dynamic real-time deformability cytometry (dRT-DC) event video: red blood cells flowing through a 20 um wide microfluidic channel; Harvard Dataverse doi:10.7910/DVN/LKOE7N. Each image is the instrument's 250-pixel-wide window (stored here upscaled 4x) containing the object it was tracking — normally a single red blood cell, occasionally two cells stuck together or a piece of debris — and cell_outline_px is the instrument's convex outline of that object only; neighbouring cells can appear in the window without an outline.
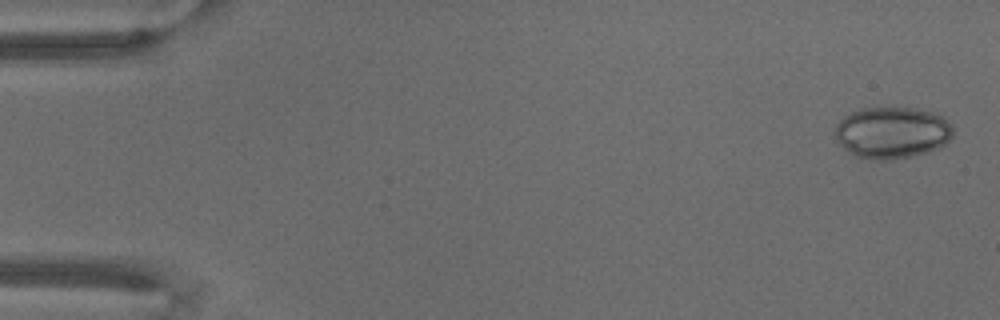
{"species": "common noctule bat (a hibernating species)", "species_latin": "Nyctalus noctula", "temperature_condition": "warm", "stored_images_in_passage": 69, "camera_frame_rate_fps": 3000, "um_per_image_px": 0.085, "animal": {"sex": "male", "body_mass_g": 18.8}, "frame": {"image": 1, "passage_image": 2, "time_ms": 0.333, "image_size_px": [1000, 320], "cell_outline_px": [[952, 136], [940, 148], [928, 152], [912, 156], [892, 160], [872, 160], [856, 156], [844, 148], [836, 140], [836, 124], [844, 116], [860, 108], [916, 108], [932, 112], [944, 116], [952, 128]], "centroid_in_image_um": [75.83, 11.28], "position_along_channel_um": 9.2, "area_um2": 35.6}}
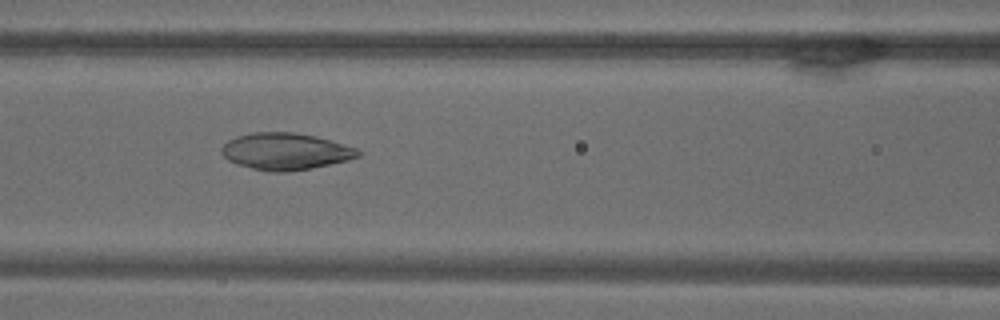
{"frame": {"image": 2, "passage_image": 30, "time_ms": 9.667, "image_size_px": [1000, 320], "cell_outline_px": [[360, 156], [348, 160], [312, 168], [288, 172], [272, 172], [252, 168], [236, 164], [228, 160], [220, 152], [220, 148], [228, 140], [236, 136], [252, 132], [292, 132], [316, 136], [356, 148], [360, 152]], "centroid_in_image_um": [24.23, 12.87], "position_along_channel_um": 142.4, "area_um2": 29.3}}
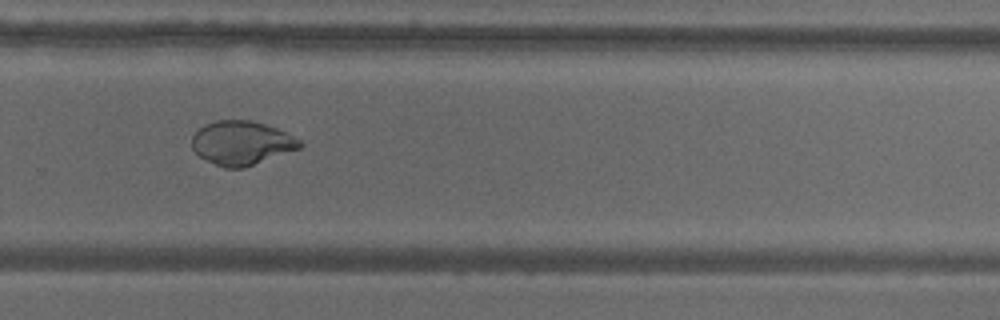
{"frame": {"image": 3, "passage_image": 47, "time_ms": 15.333, "image_size_px": [1000, 320], "cell_outline_px": [[304, 144], [300, 148], [244, 168], [224, 168], [200, 156], [192, 148], [192, 136], [204, 124], [216, 120], [252, 120], [276, 128], [300, 140]], "centroid_in_image_um": [20.53, 12.14], "position_along_channel_um": 309.3, "area_um2": 27.4}}